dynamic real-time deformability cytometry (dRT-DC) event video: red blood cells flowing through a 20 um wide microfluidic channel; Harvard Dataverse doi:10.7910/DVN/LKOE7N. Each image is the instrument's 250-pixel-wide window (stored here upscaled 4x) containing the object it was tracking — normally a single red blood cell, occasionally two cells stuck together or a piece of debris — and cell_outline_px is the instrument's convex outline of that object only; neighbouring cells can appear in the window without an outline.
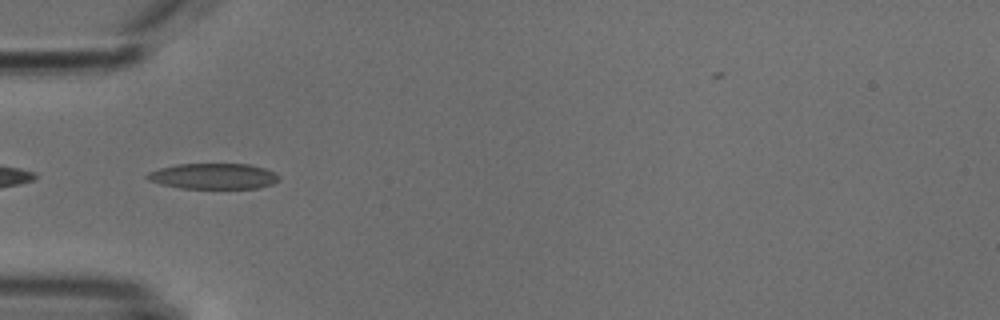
{"species": "common noctule bat (a hibernating species)", "species_latin": "Nyctalus noctula", "temperature_condition": "cold", "stored_images_in_passage": 7, "camera_frame_rate_fps": 3000, "um_per_image_px": 0.085, "animal": {"sex": "male", "body_mass_g": 18.8}, "frame": {"image": 1, "passage_image": 4, "time_ms": 3.667, "image_size_px": [1000, 320], "cell_outline_px": [[280, 180], [272, 184], [260, 188], [180, 188], [160, 184], [148, 180], [144, 176], [148, 172], [160, 168], [176, 164], [248, 164], [264, 168], [276, 172], [280, 176]], "centroid_in_image_um": [18.15, 14.98], "position_along_channel_um": 66.8, "area_um2": 19.88}}
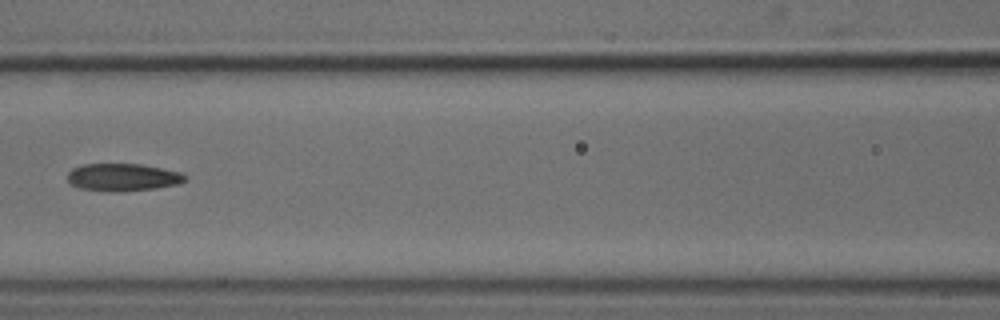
{"frame": {"image": 2, "passage_image": 6, "time_ms": 6.0, "image_size_px": [1000, 320], "cell_outline_px": [[188, 176], [184, 180], [176, 184], [156, 188], [112, 192], [80, 188], [72, 184], [68, 180], [68, 172], [72, 168], [84, 164], [140, 164], [180, 172]], "centroid_in_image_um": [10.41, 15.06], "position_along_channel_um": 156.2, "area_um2": 18.61}}
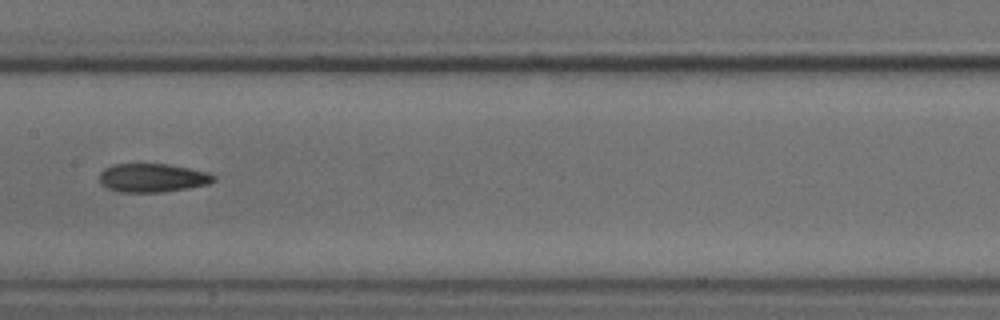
{"frame": {"image": 3, "passage_image": 7, "time_ms": 7.0, "image_size_px": [1000, 320], "cell_outline_px": [[216, 180], [208, 184], [188, 188], [164, 192], [120, 192], [108, 188], [100, 184], [100, 172], [104, 168], [112, 164], [168, 164], [208, 172], [216, 176]], "centroid_in_image_um": [12.96, 15.12], "position_along_channel_um": 194.4, "area_um2": 19.13}}